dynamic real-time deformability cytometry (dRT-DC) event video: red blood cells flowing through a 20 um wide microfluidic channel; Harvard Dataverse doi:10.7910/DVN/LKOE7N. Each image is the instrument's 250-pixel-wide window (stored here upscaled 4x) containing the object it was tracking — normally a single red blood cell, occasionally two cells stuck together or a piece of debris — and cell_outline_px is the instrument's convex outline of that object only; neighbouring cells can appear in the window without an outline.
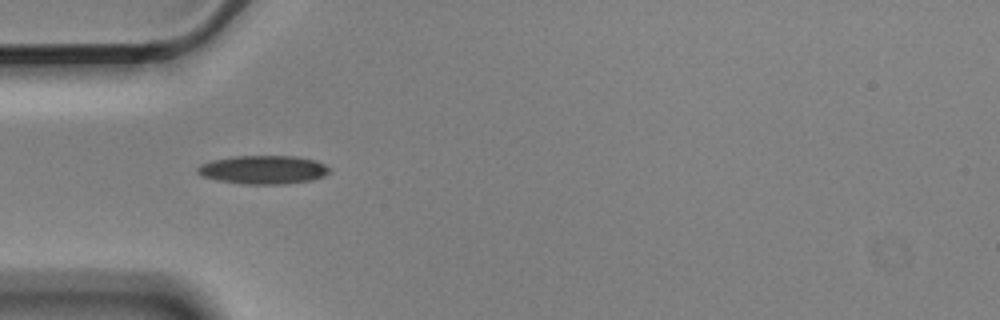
{"species": "Egyptian fruit bat (a non-hibernating species)", "species_latin": "Rousettus aegyptiacus", "temperature_condition": "cold", "stored_images_in_passage": 5, "camera_frame_rate_fps": 3000, "um_per_image_px": 0.085, "animal": {"sex": "male"}, "frame": {"image": 1, "passage_image": 3, "time_ms": 0.667, "image_size_px": [1000, 320], "cell_outline_px": [[328, 172], [324, 176], [312, 180], [284, 184], [244, 184], [216, 180], [200, 176], [196, 172], [196, 168], [200, 164], [212, 160], [236, 156], [296, 156], [316, 160], [324, 164], [328, 168]], "centroid_in_image_um": [22.34, 14.43], "position_along_channel_um": 62.7, "area_um2": 22.02}}
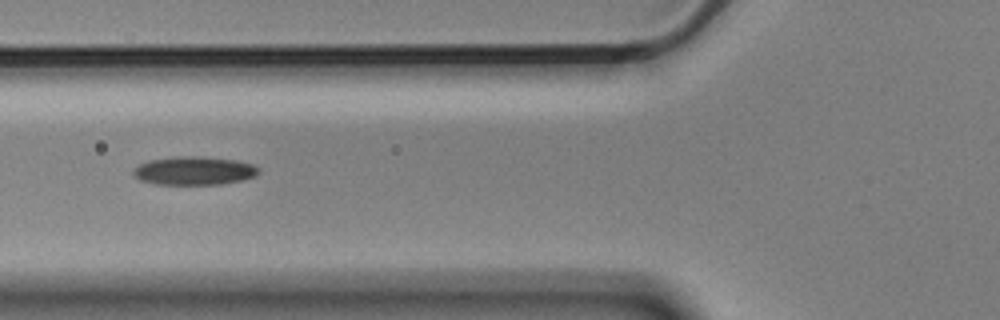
{"frame": {"image": 2, "passage_image": 4, "time_ms": 1.0, "image_size_px": [1000, 320], "cell_outline_px": [[260, 172], [256, 176], [240, 180], [220, 184], [156, 184], [140, 180], [132, 172], [140, 164], [148, 160], [172, 156], [200, 156], [236, 160], [252, 164], [260, 168]], "centroid_in_image_um": [16.52, 14.5], "position_along_channel_um": 109.3, "area_um2": 20.75}}
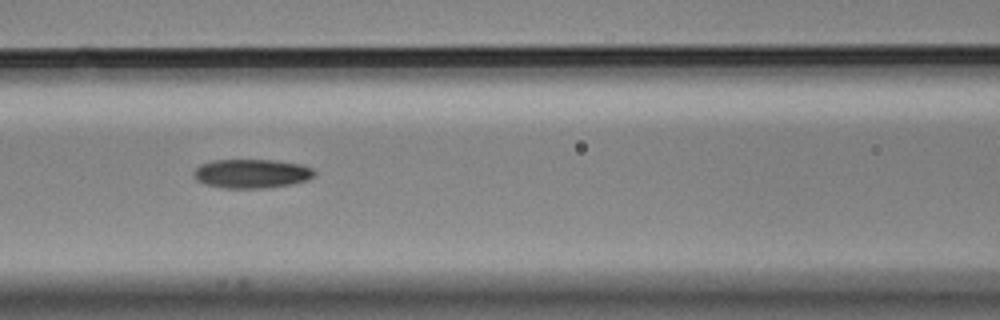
{"frame": {"image": 3, "passage_image": 5, "time_ms": 1.333, "image_size_px": [1000, 320], "cell_outline_px": [[316, 172], [308, 180], [292, 184], [264, 188], [224, 188], [204, 184], [196, 180], [192, 172], [200, 164], [212, 160], [276, 160], [300, 164], [312, 168]], "centroid_in_image_um": [21.36, 14.75], "position_along_channel_um": 145.2, "area_um2": 20.52}}